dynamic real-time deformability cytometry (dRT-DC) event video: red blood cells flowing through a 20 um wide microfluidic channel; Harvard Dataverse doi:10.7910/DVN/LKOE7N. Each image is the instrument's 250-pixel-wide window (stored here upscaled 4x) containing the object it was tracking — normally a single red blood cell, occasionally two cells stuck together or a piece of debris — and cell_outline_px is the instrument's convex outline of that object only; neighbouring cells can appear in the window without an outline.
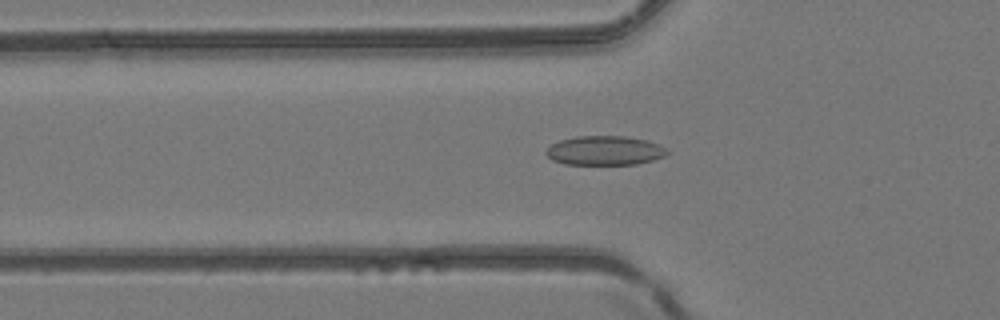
{"species": "common noctule bat (a hibernating species)", "species_latin": "Nyctalus noctula", "temperature_condition": "room temperature", "stored_images_in_passage": 41, "camera_frame_rate_fps": 3000, "um_per_image_px": 0.085, "animal": {"sex": "female", "body_mass_g": 24.6, "forearm_length_mm": 56.2}, "frame": {"image": 1, "passage_image": 10, "time_ms": 3.0, "image_size_px": [1000, 320], "cell_outline_px": [[668, 152], [664, 156], [652, 160], [636, 164], [564, 164], [552, 160], [544, 152], [552, 144], [560, 140], [576, 136], [624, 136], [648, 140], [660, 144]], "centroid_in_image_um": [51.39, 12.79], "position_along_channel_um": 74.4, "area_um2": 20.58}}
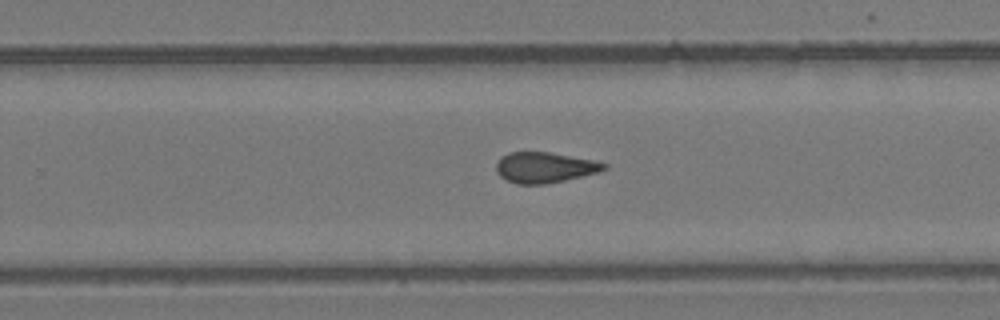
{"frame": {"image": 2, "passage_image": 25, "time_ms": 8.0, "image_size_px": [1000, 320], "cell_outline_px": [[608, 168], [600, 172], [564, 180], [544, 184], [516, 184], [500, 176], [496, 172], [496, 160], [500, 156], [508, 152], [548, 152], [592, 160], [608, 164]], "centroid_in_image_um": [46.26, 14.23], "position_along_channel_um": 283.5, "area_um2": 19.25}}
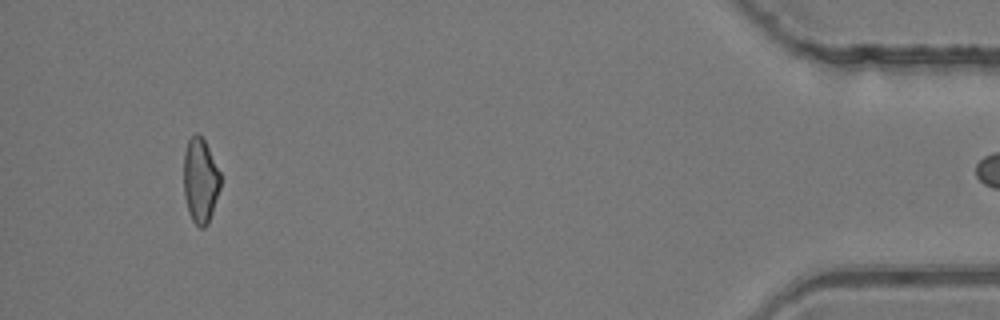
{"frame": {"image": 3, "passage_image": 40, "time_ms": 13.0, "image_size_px": [1000, 320], "cell_outline_px": [[220, 188], [208, 224], [204, 228], [200, 228], [192, 220], [188, 212], [184, 196], [184, 152], [188, 140], [196, 132], [204, 140], [220, 172]], "centroid_in_image_um": [17.02, 15.37], "position_along_channel_um": 418.2, "area_um2": 18.09}}